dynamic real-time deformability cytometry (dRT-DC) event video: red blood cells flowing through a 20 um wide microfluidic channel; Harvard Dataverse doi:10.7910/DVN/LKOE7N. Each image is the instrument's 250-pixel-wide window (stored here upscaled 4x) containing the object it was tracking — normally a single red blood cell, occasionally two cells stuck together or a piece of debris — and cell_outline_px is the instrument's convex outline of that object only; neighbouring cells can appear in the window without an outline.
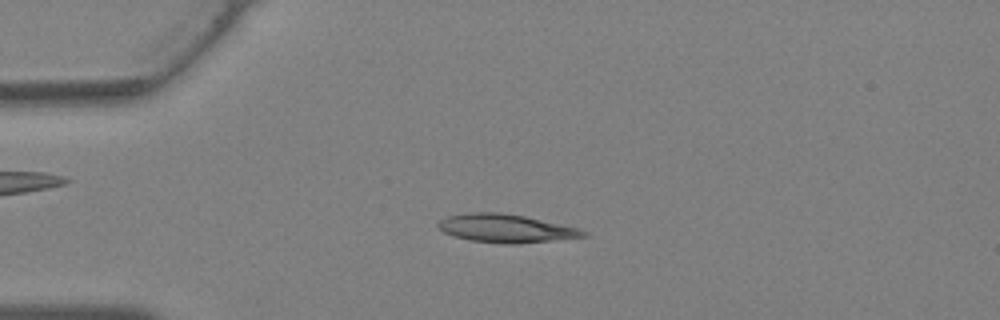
{"species": "Egyptian fruit bat (a non-hibernating species)", "species_latin": "Rousettus aegyptiacus", "temperature_condition": "warm", "stored_images_in_passage": 37, "camera_frame_rate_fps": 3000, "um_per_image_px": 0.085, "animal": {"sex": "female"}, "frame": {"image": 1, "passage_image": 8, "time_ms": 2.333, "image_size_px": [1000, 320], "cell_outline_px": [[588, 236], [512, 244], [504, 244], [472, 240], [456, 236], [444, 232], [436, 224], [440, 220], [448, 216], [464, 212], [500, 212], [524, 216], [580, 228], [588, 232]], "centroid_in_image_um": [43.0, 19.39], "position_along_channel_um": 42.0, "area_um2": 23.7}}
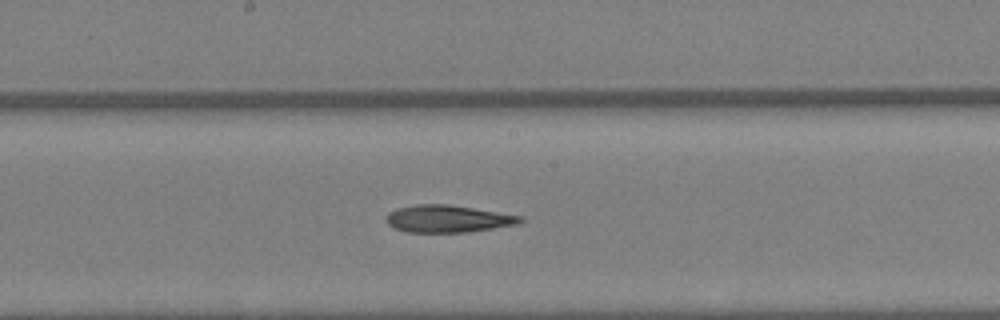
{"frame": {"image": 2, "passage_image": 19, "time_ms": 6.0, "image_size_px": [1000, 320], "cell_outline_px": [[524, 220], [520, 224], [468, 232], [408, 232], [396, 228], [388, 224], [388, 212], [396, 208], [416, 204], [448, 204], [524, 216]], "centroid_in_image_um": [38.12, 18.59], "position_along_channel_um": 210.1, "area_um2": 21.27}}
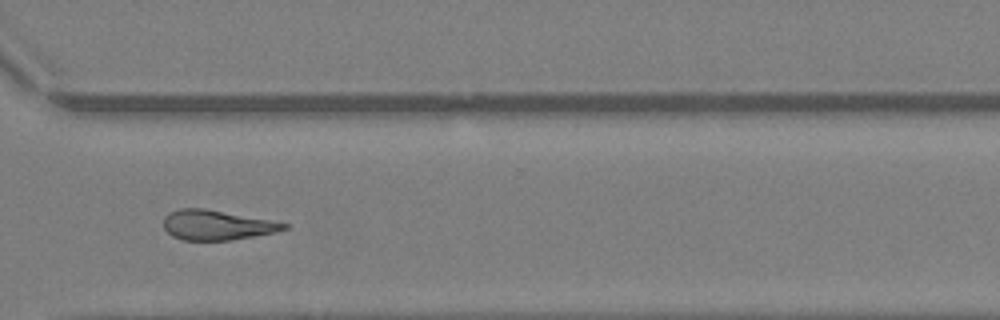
{"frame": {"image": 3, "passage_image": 27, "time_ms": 8.667, "image_size_px": [1000, 320], "cell_outline_px": [[292, 224], [288, 228], [276, 232], [228, 240], [184, 240], [172, 236], [164, 228], [164, 216], [168, 212], [180, 208], [204, 208], [272, 220]], "centroid_in_image_um": [18.44, 19.12], "position_along_channel_um": 352.2, "area_um2": 20.98}}